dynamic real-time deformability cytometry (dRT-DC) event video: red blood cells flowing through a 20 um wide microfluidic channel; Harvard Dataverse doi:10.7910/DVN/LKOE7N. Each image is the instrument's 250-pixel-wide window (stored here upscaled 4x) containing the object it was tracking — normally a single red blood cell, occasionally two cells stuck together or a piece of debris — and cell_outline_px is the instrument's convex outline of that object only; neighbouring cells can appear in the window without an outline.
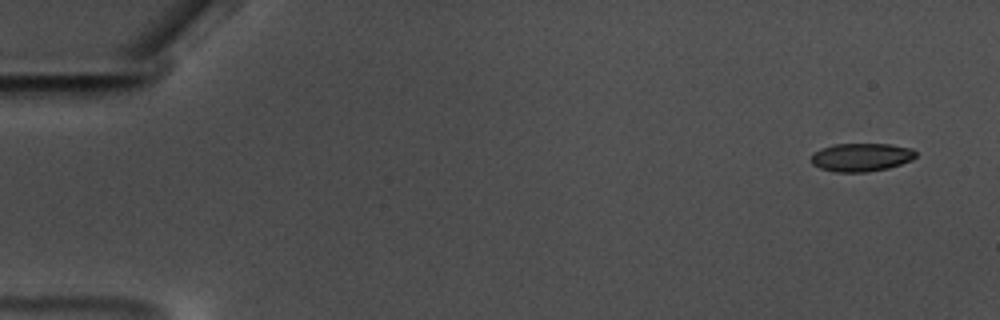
{"species": "common noctule bat (a hibernating species)", "species_latin": "Nyctalus noctula", "temperature_condition": "warm", "stored_images_in_passage": 59, "camera_frame_rate_fps": 3000, "um_per_image_px": 0.085, "animal": {"sex": "male", "body_mass_g": 17.5, "forearm_length_mm": 52.3}, "frame": {"image": 1, "passage_image": 4, "time_ms": 1.0, "image_size_px": [1000, 320], "cell_outline_px": [[916, 156], [912, 160], [888, 168], [864, 172], [836, 172], [820, 168], [812, 164], [812, 152], [820, 148], [832, 144], [892, 144], [912, 148], [916, 152]], "centroid_in_image_um": [73.2, 13.35], "position_along_channel_um": 11.8, "area_um2": 17.34}}
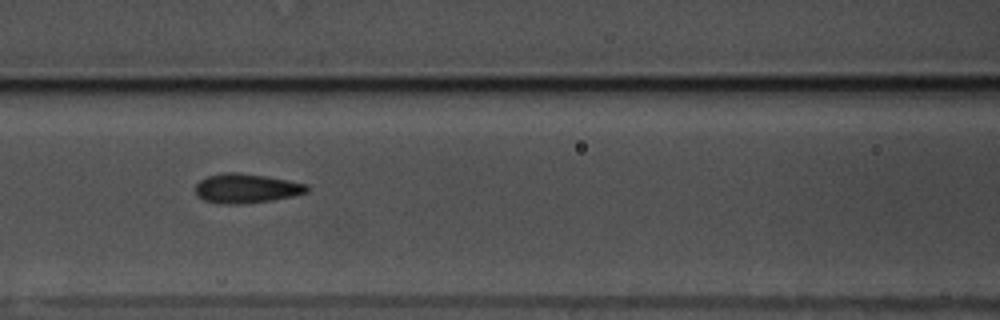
{"frame": {"image": 2, "passage_image": 27, "time_ms": 8.667, "image_size_px": [1000, 320], "cell_outline_px": [[308, 192], [292, 196], [272, 200], [240, 204], [224, 204], [204, 200], [196, 192], [196, 184], [200, 180], [208, 176], [224, 172], [236, 172], [264, 176], [308, 184]], "centroid_in_image_um": [20.94, 16.01], "position_along_channel_um": 145.7, "area_um2": 18.84}}
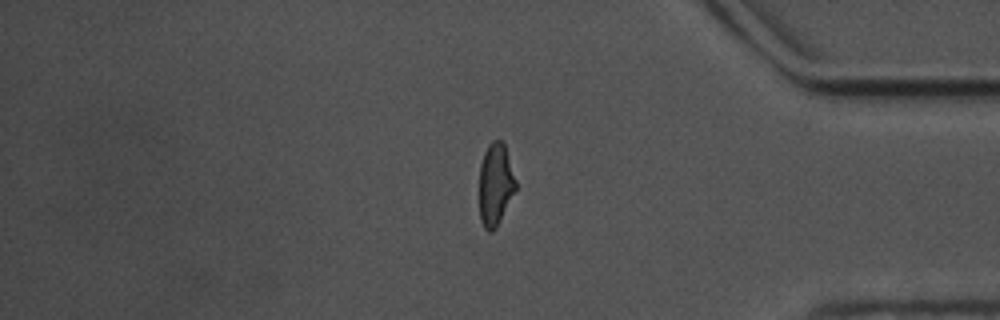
{"frame": {"image": 3, "passage_image": 50, "time_ms": 16.333, "image_size_px": [1000, 320], "cell_outline_px": [[516, 188], [496, 228], [492, 232], [488, 232], [484, 228], [480, 220], [480, 164], [484, 152], [488, 144], [492, 140], [504, 140], [516, 180]], "centroid_in_image_um": [42.11, 15.64], "position_along_channel_um": 393.1, "area_um2": 17.57}, "authors_computed_cell_mechanics": {"area_um2": 18.0914, "velocity_mm_per_s": 3.5216, "shape_relaxation_time_tau1_ms": 3.5739, "shape_relaxation_time_tau2_ms": 1.2818, "deformation_change_tau1": 0.1385, "deformation_change_tau2": 0.0841}}